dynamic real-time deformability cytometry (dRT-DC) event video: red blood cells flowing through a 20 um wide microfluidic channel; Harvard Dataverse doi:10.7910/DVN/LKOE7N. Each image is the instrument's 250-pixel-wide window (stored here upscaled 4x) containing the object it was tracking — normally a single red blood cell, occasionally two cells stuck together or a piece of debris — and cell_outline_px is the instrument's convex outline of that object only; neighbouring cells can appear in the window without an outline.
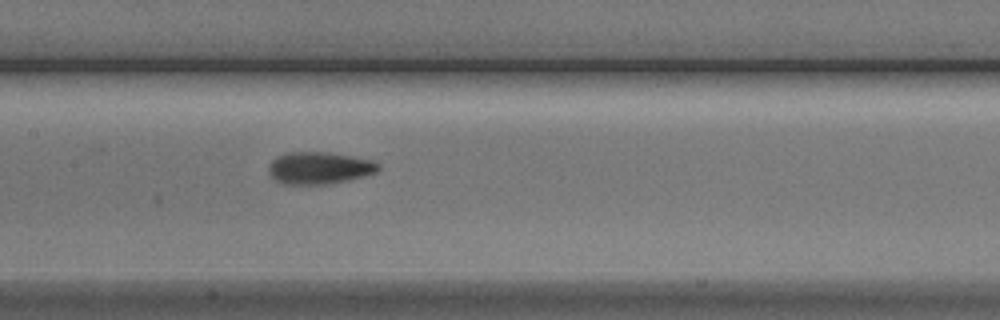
{"species": "Egyptian fruit bat (a non-hibernating species)", "species_latin": "Rousettus aegyptiacus", "temperature_condition": "cold", "stored_images_in_passage": 7, "camera_frame_rate_fps": 3000, "um_per_image_px": 0.085, "animal": {"sex": "male"}, "frame": {"image": 1, "passage_image": 7, "time_ms": 8.0, "image_size_px": [1000, 320], "cell_outline_px": [[380, 168], [376, 172], [348, 180], [328, 184], [280, 184], [268, 176], [268, 168], [272, 160], [276, 156], [284, 152], [328, 152], [372, 160], [380, 164]], "centroid_in_image_um": [27.07, 14.28], "position_along_channel_um": 180.3, "area_um2": 20.75}}